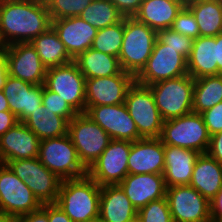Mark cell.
Returning <instances> with one entry per match:
<instances>
[{
	"mask_svg": "<svg viewBox=\"0 0 222 222\" xmlns=\"http://www.w3.org/2000/svg\"><path fill=\"white\" fill-rule=\"evenodd\" d=\"M44 86L58 94L77 113L86 112V78L74 61L48 68Z\"/></svg>",
	"mask_w": 222,
	"mask_h": 222,
	"instance_id": "cell-10",
	"label": "cell"
},
{
	"mask_svg": "<svg viewBox=\"0 0 222 222\" xmlns=\"http://www.w3.org/2000/svg\"><path fill=\"white\" fill-rule=\"evenodd\" d=\"M73 61L86 79L119 74L122 69L118 57L90 48Z\"/></svg>",
	"mask_w": 222,
	"mask_h": 222,
	"instance_id": "cell-28",
	"label": "cell"
},
{
	"mask_svg": "<svg viewBox=\"0 0 222 222\" xmlns=\"http://www.w3.org/2000/svg\"><path fill=\"white\" fill-rule=\"evenodd\" d=\"M0 222H14V219L4 215H0Z\"/></svg>",
	"mask_w": 222,
	"mask_h": 222,
	"instance_id": "cell-50",
	"label": "cell"
},
{
	"mask_svg": "<svg viewBox=\"0 0 222 222\" xmlns=\"http://www.w3.org/2000/svg\"><path fill=\"white\" fill-rule=\"evenodd\" d=\"M3 49V46L1 45V43H0V51Z\"/></svg>",
	"mask_w": 222,
	"mask_h": 222,
	"instance_id": "cell-52",
	"label": "cell"
},
{
	"mask_svg": "<svg viewBox=\"0 0 222 222\" xmlns=\"http://www.w3.org/2000/svg\"><path fill=\"white\" fill-rule=\"evenodd\" d=\"M30 43L47 69L73 61L53 27L35 37Z\"/></svg>",
	"mask_w": 222,
	"mask_h": 222,
	"instance_id": "cell-29",
	"label": "cell"
},
{
	"mask_svg": "<svg viewBox=\"0 0 222 222\" xmlns=\"http://www.w3.org/2000/svg\"><path fill=\"white\" fill-rule=\"evenodd\" d=\"M137 213L119 185L101 187L99 222H137Z\"/></svg>",
	"mask_w": 222,
	"mask_h": 222,
	"instance_id": "cell-24",
	"label": "cell"
},
{
	"mask_svg": "<svg viewBox=\"0 0 222 222\" xmlns=\"http://www.w3.org/2000/svg\"><path fill=\"white\" fill-rule=\"evenodd\" d=\"M52 27L72 59L90 49L97 29L80 16L52 20Z\"/></svg>",
	"mask_w": 222,
	"mask_h": 222,
	"instance_id": "cell-21",
	"label": "cell"
},
{
	"mask_svg": "<svg viewBox=\"0 0 222 222\" xmlns=\"http://www.w3.org/2000/svg\"><path fill=\"white\" fill-rule=\"evenodd\" d=\"M40 139L23 123L18 122L0 136V162L36 158Z\"/></svg>",
	"mask_w": 222,
	"mask_h": 222,
	"instance_id": "cell-19",
	"label": "cell"
},
{
	"mask_svg": "<svg viewBox=\"0 0 222 222\" xmlns=\"http://www.w3.org/2000/svg\"><path fill=\"white\" fill-rule=\"evenodd\" d=\"M7 165L30 188L41 204L56 202L62 179L47 169L38 157L11 160Z\"/></svg>",
	"mask_w": 222,
	"mask_h": 222,
	"instance_id": "cell-9",
	"label": "cell"
},
{
	"mask_svg": "<svg viewBox=\"0 0 222 222\" xmlns=\"http://www.w3.org/2000/svg\"><path fill=\"white\" fill-rule=\"evenodd\" d=\"M170 28L179 34L188 36L192 39L200 37L197 21L187 6H184L181 9Z\"/></svg>",
	"mask_w": 222,
	"mask_h": 222,
	"instance_id": "cell-39",
	"label": "cell"
},
{
	"mask_svg": "<svg viewBox=\"0 0 222 222\" xmlns=\"http://www.w3.org/2000/svg\"><path fill=\"white\" fill-rule=\"evenodd\" d=\"M199 26L200 36L216 37L222 33V1L201 0L187 5Z\"/></svg>",
	"mask_w": 222,
	"mask_h": 222,
	"instance_id": "cell-30",
	"label": "cell"
},
{
	"mask_svg": "<svg viewBox=\"0 0 222 222\" xmlns=\"http://www.w3.org/2000/svg\"><path fill=\"white\" fill-rule=\"evenodd\" d=\"M137 222H173L167 198L151 201L138 210Z\"/></svg>",
	"mask_w": 222,
	"mask_h": 222,
	"instance_id": "cell-36",
	"label": "cell"
},
{
	"mask_svg": "<svg viewBox=\"0 0 222 222\" xmlns=\"http://www.w3.org/2000/svg\"><path fill=\"white\" fill-rule=\"evenodd\" d=\"M42 204L30 188L21 181L7 164H0V215L10 218L28 214Z\"/></svg>",
	"mask_w": 222,
	"mask_h": 222,
	"instance_id": "cell-11",
	"label": "cell"
},
{
	"mask_svg": "<svg viewBox=\"0 0 222 222\" xmlns=\"http://www.w3.org/2000/svg\"><path fill=\"white\" fill-rule=\"evenodd\" d=\"M164 121L193 112L194 79L189 75L148 85Z\"/></svg>",
	"mask_w": 222,
	"mask_h": 222,
	"instance_id": "cell-4",
	"label": "cell"
},
{
	"mask_svg": "<svg viewBox=\"0 0 222 222\" xmlns=\"http://www.w3.org/2000/svg\"><path fill=\"white\" fill-rule=\"evenodd\" d=\"M52 27L45 0H0V43H28Z\"/></svg>",
	"mask_w": 222,
	"mask_h": 222,
	"instance_id": "cell-1",
	"label": "cell"
},
{
	"mask_svg": "<svg viewBox=\"0 0 222 222\" xmlns=\"http://www.w3.org/2000/svg\"><path fill=\"white\" fill-rule=\"evenodd\" d=\"M8 64V75L34 85H43L47 67L37 51L28 43H15L3 47Z\"/></svg>",
	"mask_w": 222,
	"mask_h": 222,
	"instance_id": "cell-16",
	"label": "cell"
},
{
	"mask_svg": "<svg viewBox=\"0 0 222 222\" xmlns=\"http://www.w3.org/2000/svg\"><path fill=\"white\" fill-rule=\"evenodd\" d=\"M40 140L57 138L68 134V121L49 110H39L31 114L23 122Z\"/></svg>",
	"mask_w": 222,
	"mask_h": 222,
	"instance_id": "cell-31",
	"label": "cell"
},
{
	"mask_svg": "<svg viewBox=\"0 0 222 222\" xmlns=\"http://www.w3.org/2000/svg\"><path fill=\"white\" fill-rule=\"evenodd\" d=\"M184 6L182 0H143L133 17L158 32L170 28Z\"/></svg>",
	"mask_w": 222,
	"mask_h": 222,
	"instance_id": "cell-25",
	"label": "cell"
},
{
	"mask_svg": "<svg viewBox=\"0 0 222 222\" xmlns=\"http://www.w3.org/2000/svg\"><path fill=\"white\" fill-rule=\"evenodd\" d=\"M187 68L193 79L218 75L216 37L200 36L194 39L191 54L187 59Z\"/></svg>",
	"mask_w": 222,
	"mask_h": 222,
	"instance_id": "cell-27",
	"label": "cell"
},
{
	"mask_svg": "<svg viewBox=\"0 0 222 222\" xmlns=\"http://www.w3.org/2000/svg\"><path fill=\"white\" fill-rule=\"evenodd\" d=\"M196 1H201V0H182L185 6H187L190 3L196 2Z\"/></svg>",
	"mask_w": 222,
	"mask_h": 222,
	"instance_id": "cell-51",
	"label": "cell"
},
{
	"mask_svg": "<svg viewBox=\"0 0 222 222\" xmlns=\"http://www.w3.org/2000/svg\"><path fill=\"white\" fill-rule=\"evenodd\" d=\"M210 136L222 131V102L201 113Z\"/></svg>",
	"mask_w": 222,
	"mask_h": 222,
	"instance_id": "cell-40",
	"label": "cell"
},
{
	"mask_svg": "<svg viewBox=\"0 0 222 222\" xmlns=\"http://www.w3.org/2000/svg\"><path fill=\"white\" fill-rule=\"evenodd\" d=\"M216 61L218 66V75H222V33L216 36Z\"/></svg>",
	"mask_w": 222,
	"mask_h": 222,
	"instance_id": "cell-48",
	"label": "cell"
},
{
	"mask_svg": "<svg viewBox=\"0 0 222 222\" xmlns=\"http://www.w3.org/2000/svg\"><path fill=\"white\" fill-rule=\"evenodd\" d=\"M157 39L161 43L168 45V47L179 50V53L186 59L189 58L194 39L181 35L171 28L159 30L157 32Z\"/></svg>",
	"mask_w": 222,
	"mask_h": 222,
	"instance_id": "cell-38",
	"label": "cell"
},
{
	"mask_svg": "<svg viewBox=\"0 0 222 222\" xmlns=\"http://www.w3.org/2000/svg\"><path fill=\"white\" fill-rule=\"evenodd\" d=\"M80 17L97 30L117 24L124 18L110 0H93Z\"/></svg>",
	"mask_w": 222,
	"mask_h": 222,
	"instance_id": "cell-33",
	"label": "cell"
},
{
	"mask_svg": "<svg viewBox=\"0 0 222 222\" xmlns=\"http://www.w3.org/2000/svg\"><path fill=\"white\" fill-rule=\"evenodd\" d=\"M123 35L124 18L117 24L98 29L91 48L118 57L122 48Z\"/></svg>",
	"mask_w": 222,
	"mask_h": 222,
	"instance_id": "cell-34",
	"label": "cell"
},
{
	"mask_svg": "<svg viewBox=\"0 0 222 222\" xmlns=\"http://www.w3.org/2000/svg\"><path fill=\"white\" fill-rule=\"evenodd\" d=\"M9 111L8 100L4 96L2 89H0V112Z\"/></svg>",
	"mask_w": 222,
	"mask_h": 222,
	"instance_id": "cell-49",
	"label": "cell"
},
{
	"mask_svg": "<svg viewBox=\"0 0 222 222\" xmlns=\"http://www.w3.org/2000/svg\"><path fill=\"white\" fill-rule=\"evenodd\" d=\"M173 222H212L210 202L189 185L166 189Z\"/></svg>",
	"mask_w": 222,
	"mask_h": 222,
	"instance_id": "cell-14",
	"label": "cell"
},
{
	"mask_svg": "<svg viewBox=\"0 0 222 222\" xmlns=\"http://www.w3.org/2000/svg\"><path fill=\"white\" fill-rule=\"evenodd\" d=\"M119 186L137 210L166 197L163 174H128Z\"/></svg>",
	"mask_w": 222,
	"mask_h": 222,
	"instance_id": "cell-22",
	"label": "cell"
},
{
	"mask_svg": "<svg viewBox=\"0 0 222 222\" xmlns=\"http://www.w3.org/2000/svg\"><path fill=\"white\" fill-rule=\"evenodd\" d=\"M125 105L141 138H159L164 120L148 86L136 81L129 88Z\"/></svg>",
	"mask_w": 222,
	"mask_h": 222,
	"instance_id": "cell-8",
	"label": "cell"
},
{
	"mask_svg": "<svg viewBox=\"0 0 222 222\" xmlns=\"http://www.w3.org/2000/svg\"><path fill=\"white\" fill-rule=\"evenodd\" d=\"M8 76V64L4 49L0 51V89L5 85Z\"/></svg>",
	"mask_w": 222,
	"mask_h": 222,
	"instance_id": "cell-47",
	"label": "cell"
},
{
	"mask_svg": "<svg viewBox=\"0 0 222 222\" xmlns=\"http://www.w3.org/2000/svg\"><path fill=\"white\" fill-rule=\"evenodd\" d=\"M157 32L134 17H124L122 48L118 56L121 69L135 77L152 54Z\"/></svg>",
	"mask_w": 222,
	"mask_h": 222,
	"instance_id": "cell-3",
	"label": "cell"
},
{
	"mask_svg": "<svg viewBox=\"0 0 222 222\" xmlns=\"http://www.w3.org/2000/svg\"><path fill=\"white\" fill-rule=\"evenodd\" d=\"M14 222H49L47 212L40 207L28 214H24L14 218Z\"/></svg>",
	"mask_w": 222,
	"mask_h": 222,
	"instance_id": "cell-44",
	"label": "cell"
},
{
	"mask_svg": "<svg viewBox=\"0 0 222 222\" xmlns=\"http://www.w3.org/2000/svg\"><path fill=\"white\" fill-rule=\"evenodd\" d=\"M68 134L76 148L80 162L87 170L112 140L109 134L85 113H78L68 123Z\"/></svg>",
	"mask_w": 222,
	"mask_h": 222,
	"instance_id": "cell-7",
	"label": "cell"
},
{
	"mask_svg": "<svg viewBox=\"0 0 222 222\" xmlns=\"http://www.w3.org/2000/svg\"><path fill=\"white\" fill-rule=\"evenodd\" d=\"M220 102H222L221 74L194 79L193 112L201 114Z\"/></svg>",
	"mask_w": 222,
	"mask_h": 222,
	"instance_id": "cell-32",
	"label": "cell"
},
{
	"mask_svg": "<svg viewBox=\"0 0 222 222\" xmlns=\"http://www.w3.org/2000/svg\"><path fill=\"white\" fill-rule=\"evenodd\" d=\"M18 118L11 111L0 112V136L18 123Z\"/></svg>",
	"mask_w": 222,
	"mask_h": 222,
	"instance_id": "cell-46",
	"label": "cell"
},
{
	"mask_svg": "<svg viewBox=\"0 0 222 222\" xmlns=\"http://www.w3.org/2000/svg\"><path fill=\"white\" fill-rule=\"evenodd\" d=\"M41 207L47 212L49 222H73L56 203L42 204Z\"/></svg>",
	"mask_w": 222,
	"mask_h": 222,
	"instance_id": "cell-42",
	"label": "cell"
},
{
	"mask_svg": "<svg viewBox=\"0 0 222 222\" xmlns=\"http://www.w3.org/2000/svg\"><path fill=\"white\" fill-rule=\"evenodd\" d=\"M164 144L159 138L133 141L128 156V174H163Z\"/></svg>",
	"mask_w": 222,
	"mask_h": 222,
	"instance_id": "cell-20",
	"label": "cell"
},
{
	"mask_svg": "<svg viewBox=\"0 0 222 222\" xmlns=\"http://www.w3.org/2000/svg\"><path fill=\"white\" fill-rule=\"evenodd\" d=\"M124 17H133L143 0H110Z\"/></svg>",
	"mask_w": 222,
	"mask_h": 222,
	"instance_id": "cell-41",
	"label": "cell"
},
{
	"mask_svg": "<svg viewBox=\"0 0 222 222\" xmlns=\"http://www.w3.org/2000/svg\"><path fill=\"white\" fill-rule=\"evenodd\" d=\"M93 0H45L52 20L80 16Z\"/></svg>",
	"mask_w": 222,
	"mask_h": 222,
	"instance_id": "cell-35",
	"label": "cell"
},
{
	"mask_svg": "<svg viewBox=\"0 0 222 222\" xmlns=\"http://www.w3.org/2000/svg\"><path fill=\"white\" fill-rule=\"evenodd\" d=\"M207 153L222 164V131L211 136Z\"/></svg>",
	"mask_w": 222,
	"mask_h": 222,
	"instance_id": "cell-43",
	"label": "cell"
},
{
	"mask_svg": "<svg viewBox=\"0 0 222 222\" xmlns=\"http://www.w3.org/2000/svg\"><path fill=\"white\" fill-rule=\"evenodd\" d=\"M135 76L121 71L117 75L86 79V106L117 105L125 103Z\"/></svg>",
	"mask_w": 222,
	"mask_h": 222,
	"instance_id": "cell-17",
	"label": "cell"
},
{
	"mask_svg": "<svg viewBox=\"0 0 222 222\" xmlns=\"http://www.w3.org/2000/svg\"><path fill=\"white\" fill-rule=\"evenodd\" d=\"M38 159L62 180L87 175L69 134L40 140Z\"/></svg>",
	"mask_w": 222,
	"mask_h": 222,
	"instance_id": "cell-6",
	"label": "cell"
},
{
	"mask_svg": "<svg viewBox=\"0 0 222 222\" xmlns=\"http://www.w3.org/2000/svg\"><path fill=\"white\" fill-rule=\"evenodd\" d=\"M85 114L107 132L113 140L133 142L142 139L125 103L86 106Z\"/></svg>",
	"mask_w": 222,
	"mask_h": 222,
	"instance_id": "cell-15",
	"label": "cell"
},
{
	"mask_svg": "<svg viewBox=\"0 0 222 222\" xmlns=\"http://www.w3.org/2000/svg\"><path fill=\"white\" fill-rule=\"evenodd\" d=\"M210 134L201 114L191 112L163 123L159 139L164 145L207 153Z\"/></svg>",
	"mask_w": 222,
	"mask_h": 222,
	"instance_id": "cell-5",
	"label": "cell"
},
{
	"mask_svg": "<svg viewBox=\"0 0 222 222\" xmlns=\"http://www.w3.org/2000/svg\"><path fill=\"white\" fill-rule=\"evenodd\" d=\"M199 152L164 145V173L166 187L189 185Z\"/></svg>",
	"mask_w": 222,
	"mask_h": 222,
	"instance_id": "cell-23",
	"label": "cell"
},
{
	"mask_svg": "<svg viewBox=\"0 0 222 222\" xmlns=\"http://www.w3.org/2000/svg\"><path fill=\"white\" fill-rule=\"evenodd\" d=\"M101 186L88 174L62 180L56 204L73 222H97Z\"/></svg>",
	"mask_w": 222,
	"mask_h": 222,
	"instance_id": "cell-2",
	"label": "cell"
},
{
	"mask_svg": "<svg viewBox=\"0 0 222 222\" xmlns=\"http://www.w3.org/2000/svg\"><path fill=\"white\" fill-rule=\"evenodd\" d=\"M187 74V59L179 53V50L168 47L156 39L146 66L135 79L137 83L148 86Z\"/></svg>",
	"mask_w": 222,
	"mask_h": 222,
	"instance_id": "cell-12",
	"label": "cell"
},
{
	"mask_svg": "<svg viewBox=\"0 0 222 222\" xmlns=\"http://www.w3.org/2000/svg\"><path fill=\"white\" fill-rule=\"evenodd\" d=\"M43 110H49L56 115L64 117L70 122L78 113L58 94L48 90L43 84L42 94Z\"/></svg>",
	"mask_w": 222,
	"mask_h": 222,
	"instance_id": "cell-37",
	"label": "cell"
},
{
	"mask_svg": "<svg viewBox=\"0 0 222 222\" xmlns=\"http://www.w3.org/2000/svg\"><path fill=\"white\" fill-rule=\"evenodd\" d=\"M210 215L212 222H222V187L210 201Z\"/></svg>",
	"mask_w": 222,
	"mask_h": 222,
	"instance_id": "cell-45",
	"label": "cell"
},
{
	"mask_svg": "<svg viewBox=\"0 0 222 222\" xmlns=\"http://www.w3.org/2000/svg\"><path fill=\"white\" fill-rule=\"evenodd\" d=\"M130 141L111 140L99 158L87 170V174L101 187L119 185L128 175Z\"/></svg>",
	"mask_w": 222,
	"mask_h": 222,
	"instance_id": "cell-13",
	"label": "cell"
},
{
	"mask_svg": "<svg viewBox=\"0 0 222 222\" xmlns=\"http://www.w3.org/2000/svg\"><path fill=\"white\" fill-rule=\"evenodd\" d=\"M2 91L8 100L9 111L19 122H24L43 104V85H34L8 75Z\"/></svg>",
	"mask_w": 222,
	"mask_h": 222,
	"instance_id": "cell-18",
	"label": "cell"
},
{
	"mask_svg": "<svg viewBox=\"0 0 222 222\" xmlns=\"http://www.w3.org/2000/svg\"><path fill=\"white\" fill-rule=\"evenodd\" d=\"M189 186L210 202L222 187V164L208 153H200L196 159Z\"/></svg>",
	"mask_w": 222,
	"mask_h": 222,
	"instance_id": "cell-26",
	"label": "cell"
}]
</instances>
